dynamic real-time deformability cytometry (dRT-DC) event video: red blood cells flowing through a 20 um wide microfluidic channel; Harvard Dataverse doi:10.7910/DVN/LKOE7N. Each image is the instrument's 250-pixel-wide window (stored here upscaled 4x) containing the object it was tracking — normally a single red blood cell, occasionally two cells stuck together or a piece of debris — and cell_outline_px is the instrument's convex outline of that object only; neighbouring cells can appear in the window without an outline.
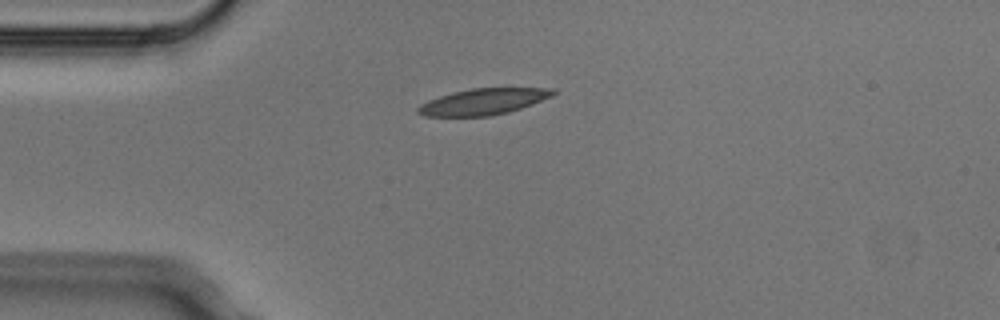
{"species": "Egyptian fruit bat (a non-hibernating species)", "species_latin": "Rousettus aegyptiacus", "temperature_condition": "cold", "stored_images_in_passage": 1, "camera_frame_rate_fps": 3000, "um_per_image_px": 0.085, "animal": {"sex": "male"}, "frame": {"image": 1, "passage_image": 1, "time_ms": 0.0, "image_size_px": [1000, 320], "cell_outline_px": [[556, 92], [552, 96], [532, 104], [508, 112], [488, 116], [424, 116], [416, 112], [416, 108], [420, 104], [428, 100], [452, 92], [472, 88], [556, 88]], "centroid_in_image_um": [41.06, 8.63], "position_along_channel_um": 43.9, "area_um2": 20.58}}